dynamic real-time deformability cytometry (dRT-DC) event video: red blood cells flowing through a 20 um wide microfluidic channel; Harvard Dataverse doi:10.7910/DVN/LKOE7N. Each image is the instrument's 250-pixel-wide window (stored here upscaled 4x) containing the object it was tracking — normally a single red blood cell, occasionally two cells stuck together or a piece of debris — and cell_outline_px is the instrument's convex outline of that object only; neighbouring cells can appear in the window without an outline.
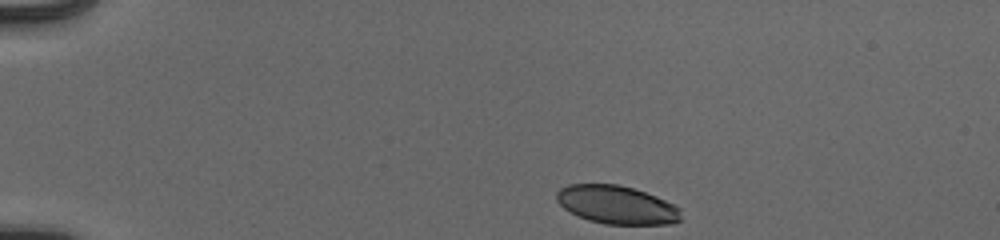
{"species": "human", "species_latin": "Homo sapiens", "temperature_condition": "cold", "stored_images_in_passage": 44, "camera_frame_rate_fps": 3000, "um_per_image_px": 0.085, "donor": {"sex": "male"}, "frame": {"image": 1, "passage_image": 1, "time_ms": 0.0, "image_size_px": [1000, 240], "cell_outline_px": [[680, 220], [672, 224], [604, 224], [588, 220], [564, 208], [556, 200], [556, 192], [560, 188], [568, 184], [616, 184], [632, 188], [656, 196], [680, 208]], "centroid_in_image_um": [52.4, 17.41], "position_along_channel_um": 32.6, "area_um2": 27.57}}
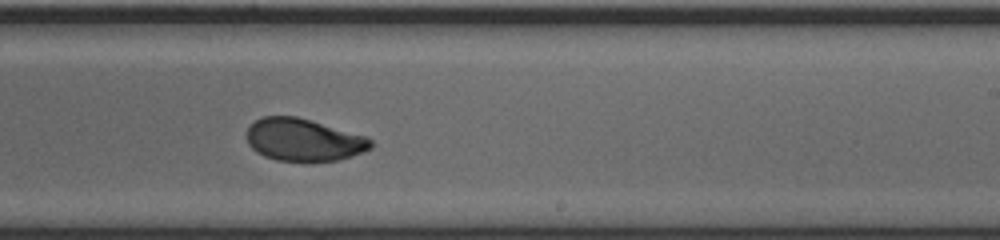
{"frame": {"image": 2, "passage_image": 25, "time_ms": 8.0, "image_size_px": [1000, 240], "cell_outline_px": [[372, 148], [364, 152], [340, 160], [308, 164], [304, 164], [276, 160], [264, 156], [256, 152], [248, 144], [248, 128], [256, 120], [264, 116], [296, 116], [312, 120], [368, 136], [372, 140]], "centroid_in_image_um": [25.86, 11.93], "position_along_channel_um": 263.1, "area_um2": 31.62}}
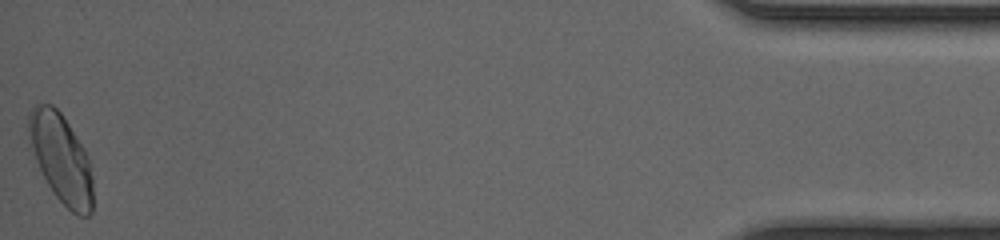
{"frame": {"image": 3, "passage_image": 44, "time_ms": 14.333, "image_size_px": [1000, 240], "cell_outline_px": [[92, 212], [88, 216], [76, 216], [52, 192], [28, 148], [28, 112], [36, 104], [52, 104], [60, 112], [84, 148], [88, 156], [92, 176]], "centroid_in_image_um": [5.16, 13.46], "position_along_channel_um": 430.0, "area_um2": 33.52}, "authors_computed_cell_mechanics": {"area_um2": 30.7207, "velocity_mm_per_s": 3.9263, "shape_relaxation_time_tau1_ms": 3.0032, "shape_relaxation_time_tau2_ms": 0.7783, "deformation_change_tau1": 0.1286, "deformation_change_tau2": 0.0498}}